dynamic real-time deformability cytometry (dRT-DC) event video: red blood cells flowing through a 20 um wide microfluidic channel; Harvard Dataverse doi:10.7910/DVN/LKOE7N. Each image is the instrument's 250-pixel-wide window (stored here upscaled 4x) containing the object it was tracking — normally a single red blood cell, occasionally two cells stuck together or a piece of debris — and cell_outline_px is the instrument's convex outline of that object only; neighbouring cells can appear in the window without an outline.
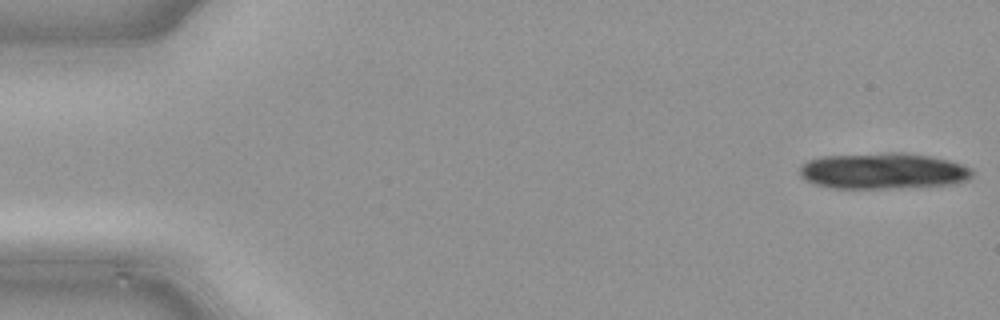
{"species": "common noctule bat (a hibernating species)", "species_latin": "Nyctalus noctula", "temperature_condition": "cold", "stored_images_in_passage": 27, "camera_frame_rate_fps": 3000, "um_per_image_px": 0.085, "animal": {"sex": "male", "body_mass_g": 21.5, "forearm_length_mm": 52.0}, "frame": {"image": 1, "passage_image": 1, "time_ms": 0.0, "image_size_px": [1000, 320], "cell_outline_px": [[972, 176], [968, 180], [952, 184], [888, 188], [832, 188], [816, 184], [804, 180], [800, 176], [800, 168], [808, 160], [820, 156], [888, 152], [900, 152], [928, 156], [948, 160], [964, 164], [972, 168]], "centroid_in_image_um": [75.06, 14.52], "position_along_channel_um": 9.9, "area_um2": 36.36}}
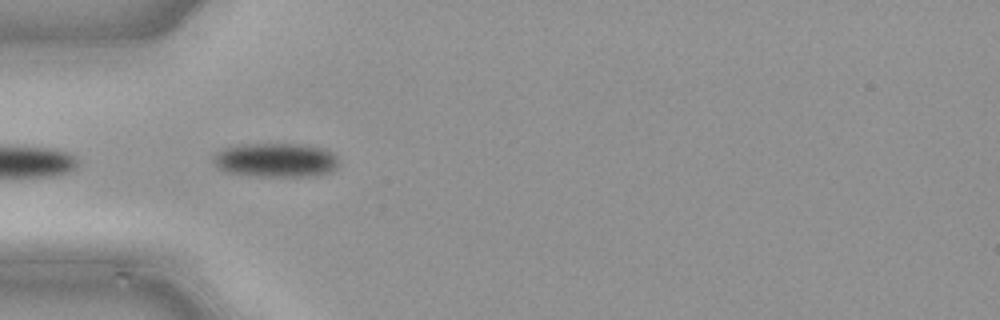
{"frame": {"image": 2, "passage_image": 15, "time_ms": 4.667, "image_size_px": [1000, 320], "cell_outline_px": [[336, 168], [328, 172], [300, 176], [260, 176], [228, 172], [220, 168], [212, 160], [212, 156], [216, 152], [224, 148], [236, 144], [304, 144], [324, 148], [332, 152], [336, 156]], "centroid_in_image_um": [23.4, 13.58], "position_along_channel_um": 61.6, "area_um2": 24.68}}